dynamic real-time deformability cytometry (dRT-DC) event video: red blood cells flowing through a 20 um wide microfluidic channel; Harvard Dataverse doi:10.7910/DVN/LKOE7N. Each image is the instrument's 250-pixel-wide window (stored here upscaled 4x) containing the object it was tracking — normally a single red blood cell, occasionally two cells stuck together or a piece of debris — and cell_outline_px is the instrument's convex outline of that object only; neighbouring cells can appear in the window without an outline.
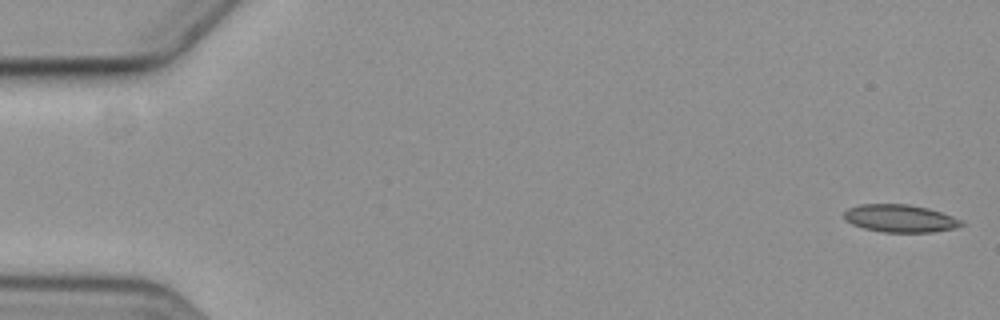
{"species": "common noctule bat (a hibernating species)", "species_latin": "Nyctalus noctula", "temperature_condition": "cold", "stored_images_in_passage": 5, "camera_frame_rate_fps": 3000, "um_per_image_px": 0.085, "animal": {"sex": "female", "body_mass_g": 19.3, "forearm_length_mm": 54.1}, "frame": {"image": 1, "passage_image": 1, "time_ms": 0.0, "image_size_px": [1000, 320], "cell_outline_px": [[968, 224], [956, 228], [932, 232], [884, 232], [864, 228], [852, 224], [844, 220], [844, 212], [848, 208], [860, 204], [908, 204], [928, 208], [964, 220]], "centroid_in_image_um": [76.55, 18.56], "position_along_channel_um": 8.5, "area_um2": 19.07}}